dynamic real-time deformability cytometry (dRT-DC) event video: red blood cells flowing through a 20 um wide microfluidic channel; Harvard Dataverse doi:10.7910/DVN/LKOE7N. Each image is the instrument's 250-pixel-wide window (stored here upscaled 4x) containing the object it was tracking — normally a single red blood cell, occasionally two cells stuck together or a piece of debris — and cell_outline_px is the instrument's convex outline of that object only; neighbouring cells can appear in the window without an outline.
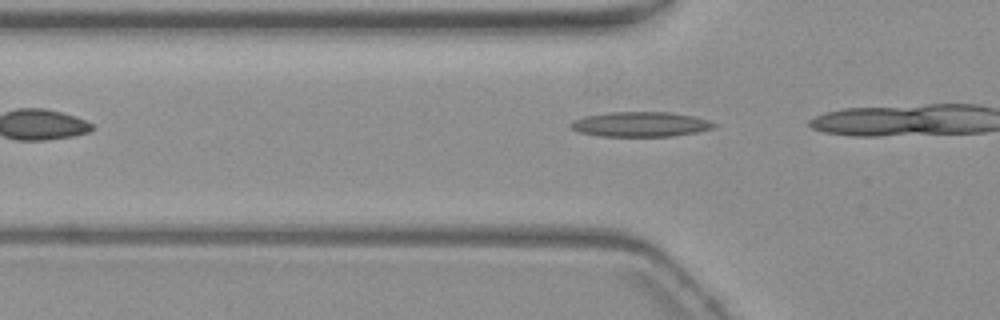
{"species": "common noctule bat (a hibernating species)", "species_latin": "Nyctalus noctula", "temperature_condition": "warm", "stored_images_in_passage": 3, "camera_frame_rate_fps": 3000, "um_per_image_px": 0.085, "animal": {"sex": "female", "body_mass_g": 19.3, "forearm_length_mm": 54.1}, "frame": {"image": 1, "passage_image": 3, "time_ms": 2.333, "image_size_px": [1000, 320], "cell_outline_px": [[716, 124], [712, 128], [696, 132], [672, 136], [600, 136], [580, 132], [572, 128], [568, 124], [572, 120], [584, 116], [608, 112], [668, 112], [696, 116], [708, 120]], "centroid_in_image_um": [54.41, 10.55], "position_along_channel_um": 71.4, "area_um2": 20.75}}